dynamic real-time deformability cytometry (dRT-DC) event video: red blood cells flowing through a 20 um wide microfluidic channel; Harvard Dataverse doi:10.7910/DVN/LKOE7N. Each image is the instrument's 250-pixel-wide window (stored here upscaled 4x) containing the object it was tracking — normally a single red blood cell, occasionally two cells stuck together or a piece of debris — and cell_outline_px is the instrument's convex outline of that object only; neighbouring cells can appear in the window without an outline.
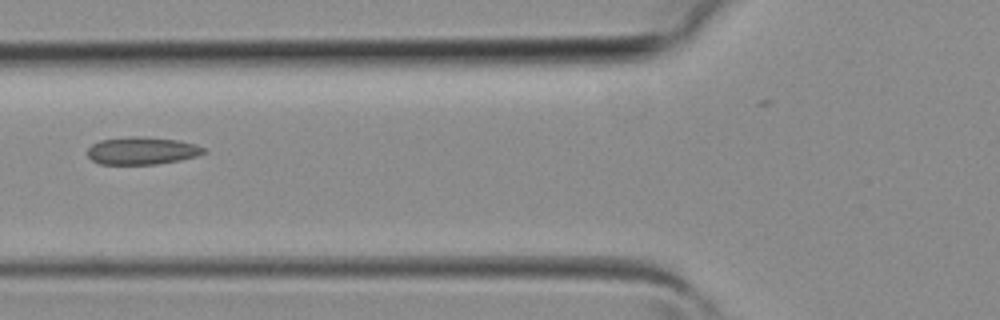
{"species": "common noctule bat (a hibernating species)", "species_latin": "Nyctalus noctula", "temperature_condition": "room temperature", "stored_images_in_passage": 5, "camera_frame_rate_fps": 3000, "um_per_image_px": 0.085, "animal": {"sex": "female", "body_mass_g": 19.3, "forearm_length_mm": 54.1}, "frame": {"image": 1, "passage_image": 5, "time_ms": 1.333, "image_size_px": [1000, 320], "cell_outline_px": [[208, 152], [196, 156], [180, 160], [156, 164], [100, 164], [92, 160], [88, 156], [88, 148], [92, 144], [100, 140], [128, 136], [136, 136], [176, 140], [196, 144], [204, 148]], "centroid_in_image_um": [12.06, 12.81], "position_along_channel_um": 113.7, "area_um2": 18.61}}